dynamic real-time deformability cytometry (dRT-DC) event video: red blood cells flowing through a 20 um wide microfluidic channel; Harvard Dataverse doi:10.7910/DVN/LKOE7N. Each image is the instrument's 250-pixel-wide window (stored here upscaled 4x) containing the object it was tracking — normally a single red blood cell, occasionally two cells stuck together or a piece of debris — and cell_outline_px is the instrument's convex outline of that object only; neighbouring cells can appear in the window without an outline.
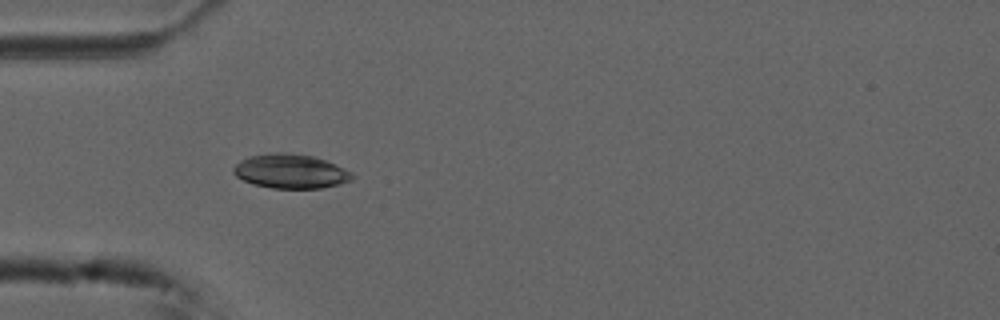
{"species": "common noctule bat (a hibernating species)", "species_latin": "Nyctalus noctula", "temperature_condition": "cold", "stored_images_in_passage": 8, "camera_frame_rate_fps": 3000, "um_per_image_px": 0.085, "animal": {"sex": "male", "forearm_length_mm": 52.5}, "frame": {"image": 1, "passage_image": 5, "time_ms": 1.333, "image_size_px": [1000, 320], "cell_outline_px": [[356, 176], [352, 180], [340, 184], [320, 188], [272, 188], [252, 184], [236, 176], [232, 172], [232, 168], [240, 160], [248, 156], [272, 152], [284, 152], [312, 156], [324, 160], [344, 168], [352, 172]], "centroid_in_image_um": [24.69, 14.56], "position_along_channel_um": 60.3, "area_um2": 23.81}}